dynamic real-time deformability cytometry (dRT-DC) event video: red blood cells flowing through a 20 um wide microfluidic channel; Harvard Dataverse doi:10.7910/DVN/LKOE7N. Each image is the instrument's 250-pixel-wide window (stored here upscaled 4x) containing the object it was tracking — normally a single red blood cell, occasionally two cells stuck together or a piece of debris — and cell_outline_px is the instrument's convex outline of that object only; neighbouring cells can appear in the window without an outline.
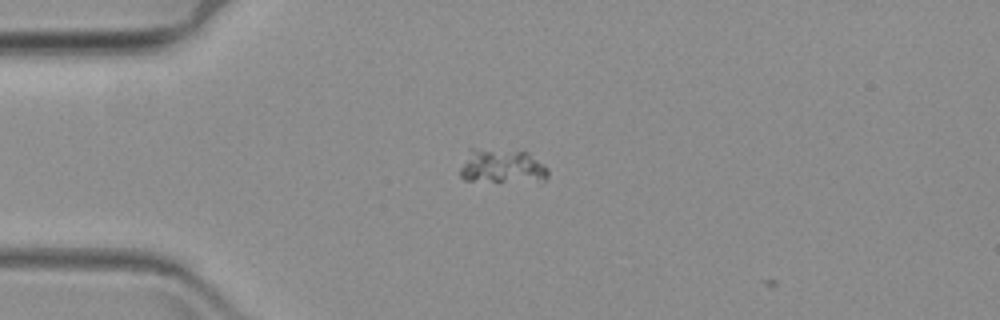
{"species": "common noctule bat (a hibernating species)", "species_latin": "Nyctalus noctula", "temperature_condition": "warm", "stored_images_in_passage": 5, "camera_frame_rate_fps": 3000, "um_per_image_px": 0.085, "animal": {"sex": "female", "body_mass_g": 19.3, "forearm_length_mm": 54.1}, "frame": {"image": 1, "passage_image": 4, "time_ms": 1.0, "image_size_px": [1000, 320], "cell_outline_px": [[548, 176], [540, 184], [464, 180], [460, 176], [460, 168], [468, 148], [476, 148], [528, 152], [544, 164], [548, 168]], "centroid_in_image_um": [42.71, 14.17], "position_along_channel_um": 42.3, "area_um2": 18.38}}